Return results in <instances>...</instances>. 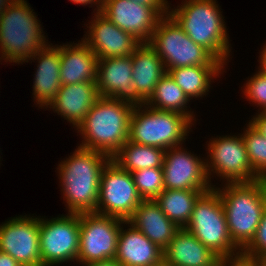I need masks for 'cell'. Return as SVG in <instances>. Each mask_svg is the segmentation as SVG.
Segmentation results:
<instances>
[{
    "instance_id": "obj_1",
    "label": "cell",
    "mask_w": 266,
    "mask_h": 266,
    "mask_svg": "<svg viewBox=\"0 0 266 266\" xmlns=\"http://www.w3.org/2000/svg\"><path fill=\"white\" fill-rule=\"evenodd\" d=\"M100 151L77 147L73 154L57 167L68 213L96 212L101 174L111 160Z\"/></svg>"
},
{
    "instance_id": "obj_2",
    "label": "cell",
    "mask_w": 266,
    "mask_h": 266,
    "mask_svg": "<svg viewBox=\"0 0 266 266\" xmlns=\"http://www.w3.org/2000/svg\"><path fill=\"white\" fill-rule=\"evenodd\" d=\"M133 108L129 103L100 96L75 128L83 139L78 147L100 151L112 158L128 141Z\"/></svg>"
},
{
    "instance_id": "obj_3",
    "label": "cell",
    "mask_w": 266,
    "mask_h": 266,
    "mask_svg": "<svg viewBox=\"0 0 266 266\" xmlns=\"http://www.w3.org/2000/svg\"><path fill=\"white\" fill-rule=\"evenodd\" d=\"M215 187L223 204L232 242L242 251L254 238L266 209V180Z\"/></svg>"
},
{
    "instance_id": "obj_4",
    "label": "cell",
    "mask_w": 266,
    "mask_h": 266,
    "mask_svg": "<svg viewBox=\"0 0 266 266\" xmlns=\"http://www.w3.org/2000/svg\"><path fill=\"white\" fill-rule=\"evenodd\" d=\"M221 13L216 0H184L181 6L169 9V15L194 43L227 65L231 45Z\"/></svg>"
},
{
    "instance_id": "obj_5",
    "label": "cell",
    "mask_w": 266,
    "mask_h": 266,
    "mask_svg": "<svg viewBox=\"0 0 266 266\" xmlns=\"http://www.w3.org/2000/svg\"><path fill=\"white\" fill-rule=\"evenodd\" d=\"M26 0H15L0 16V60L22 64L49 42Z\"/></svg>"
},
{
    "instance_id": "obj_6",
    "label": "cell",
    "mask_w": 266,
    "mask_h": 266,
    "mask_svg": "<svg viewBox=\"0 0 266 266\" xmlns=\"http://www.w3.org/2000/svg\"><path fill=\"white\" fill-rule=\"evenodd\" d=\"M184 228L219 258L241 263V250L230 238L225 210L215 186L198 198Z\"/></svg>"
},
{
    "instance_id": "obj_7",
    "label": "cell",
    "mask_w": 266,
    "mask_h": 266,
    "mask_svg": "<svg viewBox=\"0 0 266 266\" xmlns=\"http://www.w3.org/2000/svg\"><path fill=\"white\" fill-rule=\"evenodd\" d=\"M192 125L183 114L146 104L135 106L130 116L128 141L167 150L182 145Z\"/></svg>"
},
{
    "instance_id": "obj_8",
    "label": "cell",
    "mask_w": 266,
    "mask_h": 266,
    "mask_svg": "<svg viewBox=\"0 0 266 266\" xmlns=\"http://www.w3.org/2000/svg\"><path fill=\"white\" fill-rule=\"evenodd\" d=\"M163 61L166 72L187 66H224L207 49L194 43L170 16H163L148 42Z\"/></svg>"
},
{
    "instance_id": "obj_9",
    "label": "cell",
    "mask_w": 266,
    "mask_h": 266,
    "mask_svg": "<svg viewBox=\"0 0 266 266\" xmlns=\"http://www.w3.org/2000/svg\"><path fill=\"white\" fill-rule=\"evenodd\" d=\"M79 214L67 213L52 219L39 217V245L42 266L77 262Z\"/></svg>"
},
{
    "instance_id": "obj_10",
    "label": "cell",
    "mask_w": 266,
    "mask_h": 266,
    "mask_svg": "<svg viewBox=\"0 0 266 266\" xmlns=\"http://www.w3.org/2000/svg\"><path fill=\"white\" fill-rule=\"evenodd\" d=\"M96 213L128 221L139 206L140 197L132 173L114 160L103 168Z\"/></svg>"
},
{
    "instance_id": "obj_11",
    "label": "cell",
    "mask_w": 266,
    "mask_h": 266,
    "mask_svg": "<svg viewBox=\"0 0 266 266\" xmlns=\"http://www.w3.org/2000/svg\"><path fill=\"white\" fill-rule=\"evenodd\" d=\"M80 236L77 263L82 266L115 258L117 240L125 221L96 212L80 213Z\"/></svg>"
},
{
    "instance_id": "obj_12",
    "label": "cell",
    "mask_w": 266,
    "mask_h": 266,
    "mask_svg": "<svg viewBox=\"0 0 266 266\" xmlns=\"http://www.w3.org/2000/svg\"><path fill=\"white\" fill-rule=\"evenodd\" d=\"M217 136L208 142L206 172L211 183L212 173L226 183L254 182L253 173L242 135ZM211 175V176H210Z\"/></svg>"
},
{
    "instance_id": "obj_13",
    "label": "cell",
    "mask_w": 266,
    "mask_h": 266,
    "mask_svg": "<svg viewBox=\"0 0 266 266\" xmlns=\"http://www.w3.org/2000/svg\"><path fill=\"white\" fill-rule=\"evenodd\" d=\"M28 216L19 215L0 225V251L9 254L22 266H42L39 217Z\"/></svg>"
},
{
    "instance_id": "obj_14",
    "label": "cell",
    "mask_w": 266,
    "mask_h": 266,
    "mask_svg": "<svg viewBox=\"0 0 266 266\" xmlns=\"http://www.w3.org/2000/svg\"><path fill=\"white\" fill-rule=\"evenodd\" d=\"M164 188L175 190H211L206 161L182 148L165 150L163 160Z\"/></svg>"
},
{
    "instance_id": "obj_15",
    "label": "cell",
    "mask_w": 266,
    "mask_h": 266,
    "mask_svg": "<svg viewBox=\"0 0 266 266\" xmlns=\"http://www.w3.org/2000/svg\"><path fill=\"white\" fill-rule=\"evenodd\" d=\"M100 12L141 43H148L163 17L154 7L131 0H102Z\"/></svg>"
},
{
    "instance_id": "obj_16",
    "label": "cell",
    "mask_w": 266,
    "mask_h": 266,
    "mask_svg": "<svg viewBox=\"0 0 266 266\" xmlns=\"http://www.w3.org/2000/svg\"><path fill=\"white\" fill-rule=\"evenodd\" d=\"M131 55L98 59L96 86L99 96L109 97L135 106L146 101L138 94L132 81Z\"/></svg>"
},
{
    "instance_id": "obj_17",
    "label": "cell",
    "mask_w": 266,
    "mask_h": 266,
    "mask_svg": "<svg viewBox=\"0 0 266 266\" xmlns=\"http://www.w3.org/2000/svg\"><path fill=\"white\" fill-rule=\"evenodd\" d=\"M89 22L87 35L82 40L96 54L98 59L126 57L132 55L141 44L131 33L117 27L101 12H94Z\"/></svg>"
},
{
    "instance_id": "obj_18",
    "label": "cell",
    "mask_w": 266,
    "mask_h": 266,
    "mask_svg": "<svg viewBox=\"0 0 266 266\" xmlns=\"http://www.w3.org/2000/svg\"><path fill=\"white\" fill-rule=\"evenodd\" d=\"M29 60H37V68L33 82L34 100L38 107L46 108L55 99L60 90V45L51 43L45 45L42 49L33 54Z\"/></svg>"
},
{
    "instance_id": "obj_19",
    "label": "cell",
    "mask_w": 266,
    "mask_h": 266,
    "mask_svg": "<svg viewBox=\"0 0 266 266\" xmlns=\"http://www.w3.org/2000/svg\"><path fill=\"white\" fill-rule=\"evenodd\" d=\"M120 228L115 259L121 266H163V250L128 221Z\"/></svg>"
},
{
    "instance_id": "obj_20",
    "label": "cell",
    "mask_w": 266,
    "mask_h": 266,
    "mask_svg": "<svg viewBox=\"0 0 266 266\" xmlns=\"http://www.w3.org/2000/svg\"><path fill=\"white\" fill-rule=\"evenodd\" d=\"M99 97L96 82L61 85L47 108H52L77 128Z\"/></svg>"
},
{
    "instance_id": "obj_21",
    "label": "cell",
    "mask_w": 266,
    "mask_h": 266,
    "mask_svg": "<svg viewBox=\"0 0 266 266\" xmlns=\"http://www.w3.org/2000/svg\"><path fill=\"white\" fill-rule=\"evenodd\" d=\"M60 63L62 85L96 82L98 58L82 39L60 45Z\"/></svg>"
},
{
    "instance_id": "obj_22",
    "label": "cell",
    "mask_w": 266,
    "mask_h": 266,
    "mask_svg": "<svg viewBox=\"0 0 266 266\" xmlns=\"http://www.w3.org/2000/svg\"><path fill=\"white\" fill-rule=\"evenodd\" d=\"M128 222L162 250L180 229L175 222L169 220L154 200H142Z\"/></svg>"
},
{
    "instance_id": "obj_23",
    "label": "cell",
    "mask_w": 266,
    "mask_h": 266,
    "mask_svg": "<svg viewBox=\"0 0 266 266\" xmlns=\"http://www.w3.org/2000/svg\"><path fill=\"white\" fill-rule=\"evenodd\" d=\"M218 258L185 228H180L163 250V266H209Z\"/></svg>"
},
{
    "instance_id": "obj_24",
    "label": "cell",
    "mask_w": 266,
    "mask_h": 266,
    "mask_svg": "<svg viewBox=\"0 0 266 266\" xmlns=\"http://www.w3.org/2000/svg\"><path fill=\"white\" fill-rule=\"evenodd\" d=\"M131 60L133 85L147 101L158 81L167 73L163 61L149 43H141L131 55Z\"/></svg>"
},
{
    "instance_id": "obj_25",
    "label": "cell",
    "mask_w": 266,
    "mask_h": 266,
    "mask_svg": "<svg viewBox=\"0 0 266 266\" xmlns=\"http://www.w3.org/2000/svg\"><path fill=\"white\" fill-rule=\"evenodd\" d=\"M224 66H187L169 69L167 73L191 100L210 92L213 79L223 74Z\"/></svg>"
},
{
    "instance_id": "obj_26",
    "label": "cell",
    "mask_w": 266,
    "mask_h": 266,
    "mask_svg": "<svg viewBox=\"0 0 266 266\" xmlns=\"http://www.w3.org/2000/svg\"><path fill=\"white\" fill-rule=\"evenodd\" d=\"M209 190H175L165 189L154 201L169 220L184 228L189 222L198 198Z\"/></svg>"
},
{
    "instance_id": "obj_27",
    "label": "cell",
    "mask_w": 266,
    "mask_h": 266,
    "mask_svg": "<svg viewBox=\"0 0 266 266\" xmlns=\"http://www.w3.org/2000/svg\"><path fill=\"white\" fill-rule=\"evenodd\" d=\"M190 99L177 83L166 73L155 86L153 94L146 101V105L157 109L170 112H176L187 116L192 122H195L193 111L188 109ZM187 108V109H186Z\"/></svg>"
},
{
    "instance_id": "obj_28",
    "label": "cell",
    "mask_w": 266,
    "mask_h": 266,
    "mask_svg": "<svg viewBox=\"0 0 266 266\" xmlns=\"http://www.w3.org/2000/svg\"><path fill=\"white\" fill-rule=\"evenodd\" d=\"M165 150L127 141L112 157L122 169L130 173L146 168H162Z\"/></svg>"
},
{
    "instance_id": "obj_29",
    "label": "cell",
    "mask_w": 266,
    "mask_h": 266,
    "mask_svg": "<svg viewBox=\"0 0 266 266\" xmlns=\"http://www.w3.org/2000/svg\"><path fill=\"white\" fill-rule=\"evenodd\" d=\"M242 138L253 173L259 179L266 180V138L249 122Z\"/></svg>"
},
{
    "instance_id": "obj_30",
    "label": "cell",
    "mask_w": 266,
    "mask_h": 266,
    "mask_svg": "<svg viewBox=\"0 0 266 266\" xmlns=\"http://www.w3.org/2000/svg\"><path fill=\"white\" fill-rule=\"evenodd\" d=\"M142 200H154L164 188L163 168H146L132 172Z\"/></svg>"
},
{
    "instance_id": "obj_31",
    "label": "cell",
    "mask_w": 266,
    "mask_h": 266,
    "mask_svg": "<svg viewBox=\"0 0 266 266\" xmlns=\"http://www.w3.org/2000/svg\"><path fill=\"white\" fill-rule=\"evenodd\" d=\"M241 264H266V209L254 238L241 251Z\"/></svg>"
},
{
    "instance_id": "obj_32",
    "label": "cell",
    "mask_w": 266,
    "mask_h": 266,
    "mask_svg": "<svg viewBox=\"0 0 266 266\" xmlns=\"http://www.w3.org/2000/svg\"><path fill=\"white\" fill-rule=\"evenodd\" d=\"M243 87L246 99L259 106L262 113H266V73L258 69Z\"/></svg>"
},
{
    "instance_id": "obj_33",
    "label": "cell",
    "mask_w": 266,
    "mask_h": 266,
    "mask_svg": "<svg viewBox=\"0 0 266 266\" xmlns=\"http://www.w3.org/2000/svg\"><path fill=\"white\" fill-rule=\"evenodd\" d=\"M144 6L154 7L162 16L169 15L170 5L167 0H131Z\"/></svg>"
},
{
    "instance_id": "obj_34",
    "label": "cell",
    "mask_w": 266,
    "mask_h": 266,
    "mask_svg": "<svg viewBox=\"0 0 266 266\" xmlns=\"http://www.w3.org/2000/svg\"><path fill=\"white\" fill-rule=\"evenodd\" d=\"M251 118L249 122L256 128V130L266 138V113L260 112Z\"/></svg>"
},
{
    "instance_id": "obj_35",
    "label": "cell",
    "mask_w": 266,
    "mask_h": 266,
    "mask_svg": "<svg viewBox=\"0 0 266 266\" xmlns=\"http://www.w3.org/2000/svg\"><path fill=\"white\" fill-rule=\"evenodd\" d=\"M0 266H22L9 254L0 251Z\"/></svg>"
},
{
    "instance_id": "obj_36",
    "label": "cell",
    "mask_w": 266,
    "mask_h": 266,
    "mask_svg": "<svg viewBox=\"0 0 266 266\" xmlns=\"http://www.w3.org/2000/svg\"><path fill=\"white\" fill-rule=\"evenodd\" d=\"M84 266H121L115 258L101 260L86 264Z\"/></svg>"
},
{
    "instance_id": "obj_37",
    "label": "cell",
    "mask_w": 266,
    "mask_h": 266,
    "mask_svg": "<svg viewBox=\"0 0 266 266\" xmlns=\"http://www.w3.org/2000/svg\"><path fill=\"white\" fill-rule=\"evenodd\" d=\"M68 1H72L75 4H81V5L94 4L97 7L94 9V11L96 10V13L100 12V10H101V1L102 0H68Z\"/></svg>"
},
{
    "instance_id": "obj_38",
    "label": "cell",
    "mask_w": 266,
    "mask_h": 266,
    "mask_svg": "<svg viewBox=\"0 0 266 266\" xmlns=\"http://www.w3.org/2000/svg\"><path fill=\"white\" fill-rule=\"evenodd\" d=\"M261 50H262L260 51L261 55L259 56L260 65L258 69L262 71L263 73H266V44L263 45V48Z\"/></svg>"
},
{
    "instance_id": "obj_39",
    "label": "cell",
    "mask_w": 266,
    "mask_h": 266,
    "mask_svg": "<svg viewBox=\"0 0 266 266\" xmlns=\"http://www.w3.org/2000/svg\"><path fill=\"white\" fill-rule=\"evenodd\" d=\"M233 263L229 260H226L224 258H218L215 262L210 264L209 266H232Z\"/></svg>"
},
{
    "instance_id": "obj_40",
    "label": "cell",
    "mask_w": 266,
    "mask_h": 266,
    "mask_svg": "<svg viewBox=\"0 0 266 266\" xmlns=\"http://www.w3.org/2000/svg\"><path fill=\"white\" fill-rule=\"evenodd\" d=\"M15 0H0V16Z\"/></svg>"
},
{
    "instance_id": "obj_41",
    "label": "cell",
    "mask_w": 266,
    "mask_h": 266,
    "mask_svg": "<svg viewBox=\"0 0 266 266\" xmlns=\"http://www.w3.org/2000/svg\"><path fill=\"white\" fill-rule=\"evenodd\" d=\"M245 266H266V264H244Z\"/></svg>"
},
{
    "instance_id": "obj_42",
    "label": "cell",
    "mask_w": 266,
    "mask_h": 266,
    "mask_svg": "<svg viewBox=\"0 0 266 266\" xmlns=\"http://www.w3.org/2000/svg\"><path fill=\"white\" fill-rule=\"evenodd\" d=\"M232 266H245L244 264H233Z\"/></svg>"
}]
</instances>
